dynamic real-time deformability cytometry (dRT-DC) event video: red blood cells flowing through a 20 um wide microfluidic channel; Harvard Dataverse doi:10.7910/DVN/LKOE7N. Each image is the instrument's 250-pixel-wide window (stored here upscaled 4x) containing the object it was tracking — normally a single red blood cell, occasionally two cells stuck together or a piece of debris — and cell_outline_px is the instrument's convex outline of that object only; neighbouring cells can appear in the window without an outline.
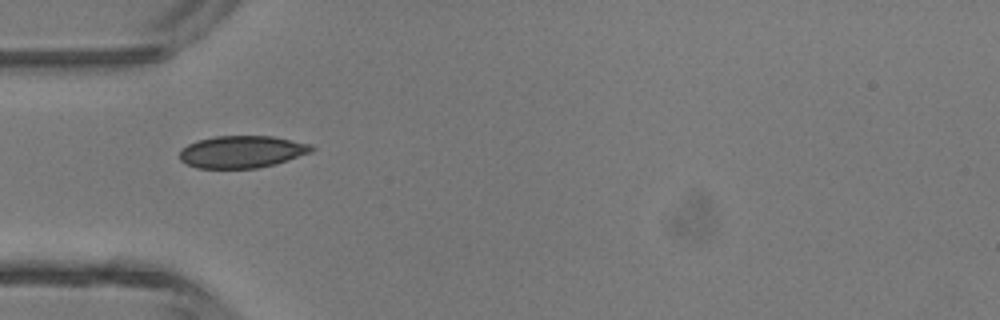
{"species": "common noctule bat (a hibernating species)", "species_latin": "Nyctalus noctula", "temperature_condition": "room temperature", "stored_images_in_passage": 3, "camera_frame_rate_fps": 3000, "um_per_image_px": 0.085, "animal": {"sex": "male", "body_mass_g": 13.3}, "frame": {"image": 1, "passage_image": 1, "time_ms": 0.0, "image_size_px": [1000, 320], "cell_outline_px": [[316, 148], [312, 152], [276, 164], [256, 168], [196, 168], [180, 160], [180, 152], [188, 144], [200, 140], [216, 136], [272, 136], [312, 144]], "centroid_in_image_um": [20.61, 12.9], "position_along_channel_um": 64.4, "area_um2": 24.68}}
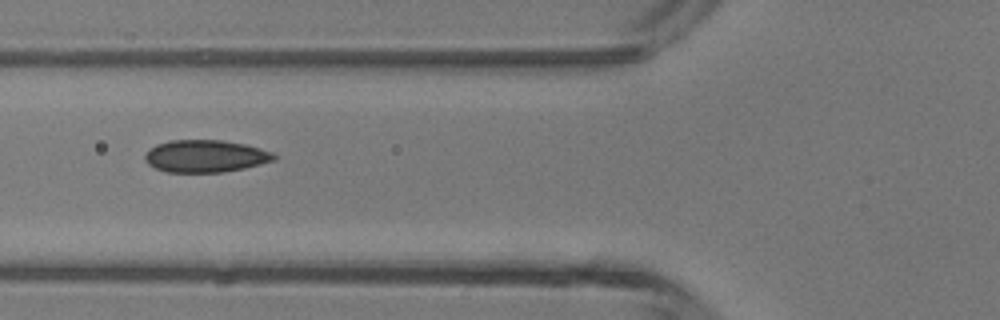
{"frame": {"image": 2, "passage_image": 2, "time_ms": 0.333, "image_size_px": [1000, 320], "cell_outline_px": [[276, 160], [244, 168], [224, 172], [168, 172], [156, 168], [148, 164], [144, 160], [144, 156], [156, 144], [168, 140], [220, 140], [244, 144], [260, 148], [272, 152], [276, 156]], "centroid_in_image_um": [17.46, 13.27], "position_along_channel_um": 108.3, "area_um2": 24.22}}
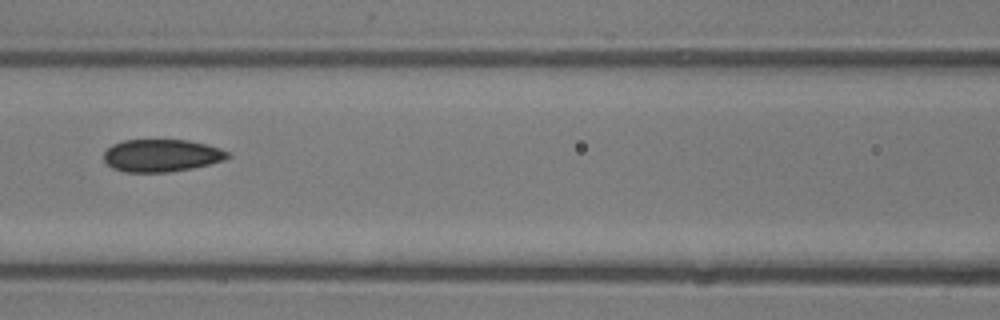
{"frame": {"image": 3, "passage_image": 3, "time_ms": 0.667, "image_size_px": [1000, 320], "cell_outline_px": [[232, 156], [224, 160], [192, 168], [168, 172], [124, 172], [112, 168], [104, 160], [104, 152], [112, 144], [124, 140], [188, 140], [208, 144], [220, 148], [228, 152]], "centroid_in_image_um": [13.74, 13.21], "position_along_channel_um": 152.9, "area_um2": 23.52}}